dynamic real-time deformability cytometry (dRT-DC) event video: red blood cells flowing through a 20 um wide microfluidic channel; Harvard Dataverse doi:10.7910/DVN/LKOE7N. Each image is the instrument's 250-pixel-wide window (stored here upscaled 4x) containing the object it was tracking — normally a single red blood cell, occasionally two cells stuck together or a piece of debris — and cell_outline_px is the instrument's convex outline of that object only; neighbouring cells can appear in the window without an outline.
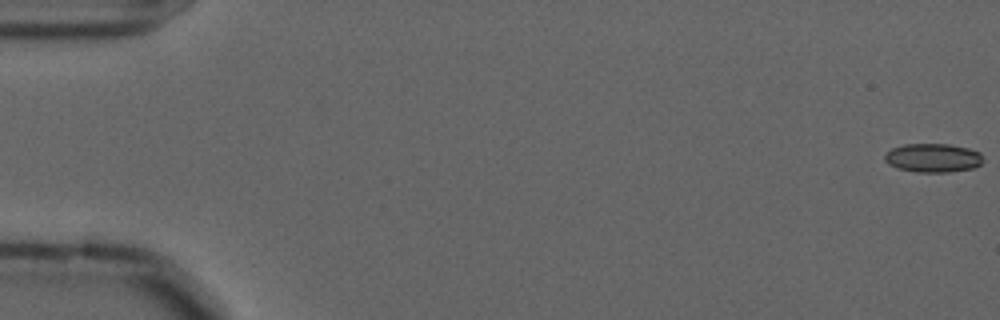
{"species": "common noctule bat (a hibernating species)", "species_latin": "Nyctalus noctula", "temperature_condition": "cold", "stored_images_in_passage": 58, "camera_frame_rate_fps": 3000, "um_per_image_px": 0.085, "animal": {"sex": "male", "forearm_length_mm": 52.5}, "frame": {"image": 1, "passage_image": 1, "time_ms": 0.0, "image_size_px": [1000, 320], "cell_outline_px": [[984, 160], [980, 164], [972, 168], [948, 172], [916, 172], [896, 168], [888, 164], [884, 160], [884, 156], [892, 148], [904, 144], [948, 144], [968, 148], [980, 152]], "centroid_in_image_um": [79.29, 13.42], "position_along_channel_um": 5.7, "area_um2": 16.53}}
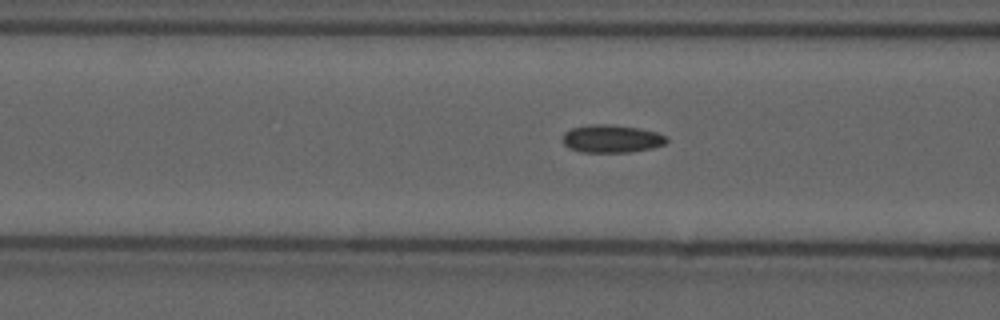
{"frame": {"image": 2, "passage_image": 23, "time_ms": 7.333, "image_size_px": [1000, 320], "cell_outline_px": [[668, 140], [664, 144], [652, 148], [632, 152], [580, 152], [568, 148], [560, 140], [564, 132], [572, 128], [588, 124], [608, 124], [640, 128], [656, 132], [668, 136]], "centroid_in_image_um": [51.96, 11.79], "position_along_channel_um": 114.6, "area_um2": 17.17}}
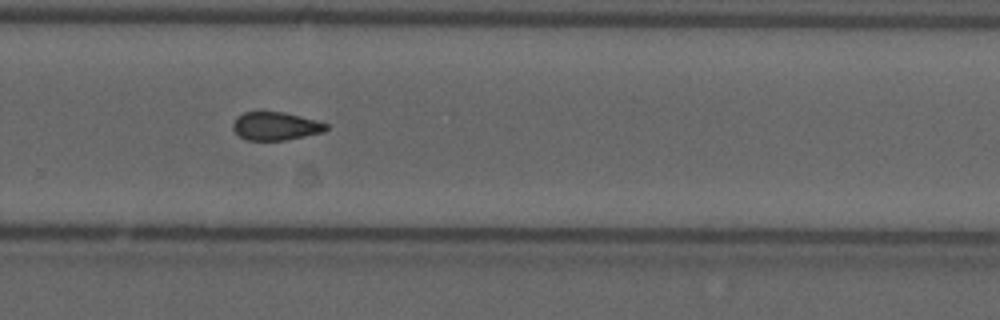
{"frame": {"image": 3, "passage_image": 39, "time_ms": 12.667, "image_size_px": [1000, 320], "cell_outline_px": [[328, 128], [324, 132], [284, 140], [248, 140], [240, 136], [232, 128], [232, 124], [236, 116], [244, 112], [260, 108], [284, 112], [316, 120], [328, 124]], "centroid_in_image_um": [23.38, 10.66], "position_along_channel_um": 306.4, "area_um2": 15.84}, "authors_computed_cell_mechanics": {"area_um2": 16.2418, "velocity_mm_per_s": 3.6022, "shape_relaxation_time_tau1_ms": null, "shape_relaxation_time_tau2_ms": 3.1759, "deformation_change_tau1": null, "deformation_change_tau2": 0.0995}}